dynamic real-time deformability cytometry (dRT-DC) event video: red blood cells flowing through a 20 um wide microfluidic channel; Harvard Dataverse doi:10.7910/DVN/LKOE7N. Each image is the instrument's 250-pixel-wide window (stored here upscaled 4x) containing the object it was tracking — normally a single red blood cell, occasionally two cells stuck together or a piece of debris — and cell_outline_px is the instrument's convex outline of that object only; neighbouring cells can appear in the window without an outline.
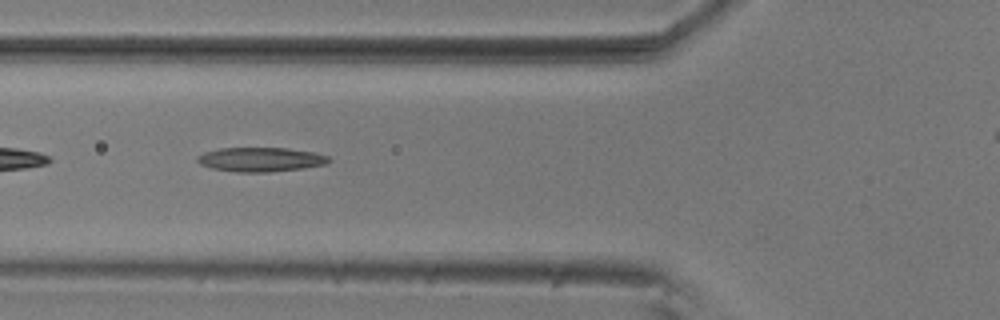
{"species": "common noctule bat (a hibernating species)", "species_latin": "Nyctalus noctula", "temperature_condition": "room temperature", "stored_images_in_passage": 33, "camera_frame_rate_fps": 3000, "um_per_image_px": 0.085, "animal": {"sex": "male", "body_mass_g": 20.5, "forearm_length_mm": 52.5}, "frame": {"image": 1, "passage_image": 4, "time_ms": 1.0, "image_size_px": [1000, 320], "cell_outline_px": [[332, 160], [324, 164], [304, 168], [268, 172], [236, 172], [212, 168], [200, 164], [196, 160], [196, 156], [204, 152], [220, 148], [288, 148], [312, 152], [328, 156]], "centroid_in_image_um": [22.13, 13.55], "position_along_channel_um": 103.7, "area_um2": 18.55}}
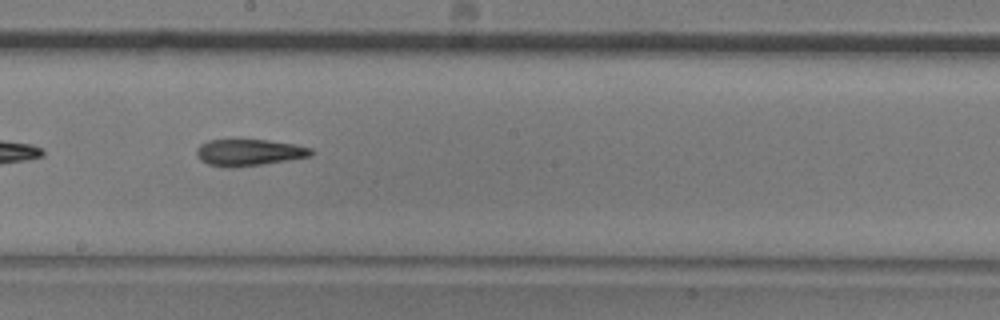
{"frame": {"image": 2, "passage_image": 14, "time_ms": 4.333, "image_size_px": [1000, 320], "cell_outline_px": [[312, 156], [264, 164], [236, 168], [224, 168], [208, 164], [200, 160], [196, 156], [196, 148], [200, 144], [208, 140], [268, 140], [296, 144], [312, 148]], "centroid_in_image_um": [21.14, 12.97], "position_along_channel_um": 227.1, "area_um2": 18.03}}
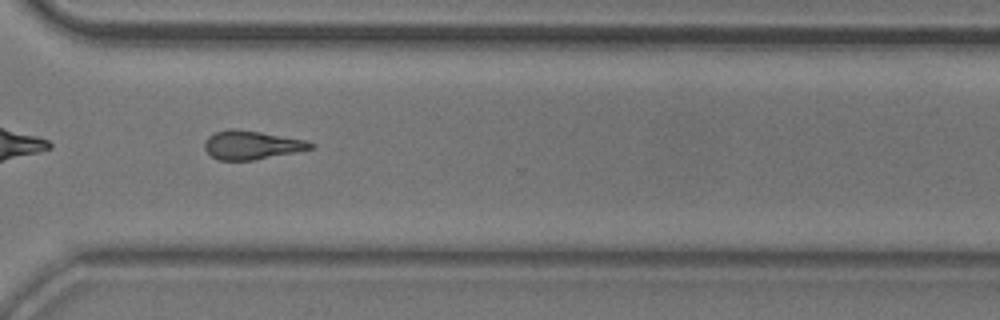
{"frame": {"image": 3, "passage_image": 24, "time_ms": 7.667, "image_size_px": [1000, 320], "cell_outline_px": [[316, 144], [312, 148], [296, 152], [252, 160], [220, 160], [212, 156], [204, 148], [204, 140], [208, 136], [216, 132], [228, 128], [236, 128], [308, 140]], "centroid_in_image_um": [21.39, 12.31], "position_along_channel_um": 349.2, "area_um2": 17.74}}